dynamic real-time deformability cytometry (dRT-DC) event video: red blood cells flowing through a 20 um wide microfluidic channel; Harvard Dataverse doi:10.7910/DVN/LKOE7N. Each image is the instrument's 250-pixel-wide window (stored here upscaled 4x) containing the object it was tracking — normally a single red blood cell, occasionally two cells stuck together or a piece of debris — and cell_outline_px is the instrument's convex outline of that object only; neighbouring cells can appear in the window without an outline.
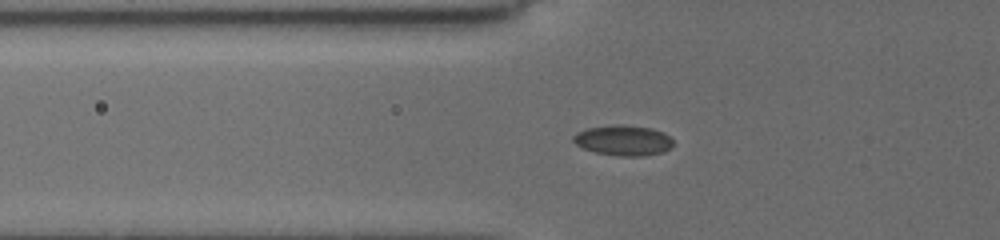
{"species": "common noctule bat (a hibernating species)", "species_latin": "Nyctalus noctula", "temperature_condition": "cold", "stored_images_in_passage": 21, "camera_frame_rate_fps": 3000, "um_per_image_px": 0.085, "animal": {"sex": "female", "body_mass_g": 19.5, "forearm_length_mm": 54.1}, "frame": {"image": 1, "passage_image": 3, "time_ms": 0.333, "image_size_px": [1000, 240], "cell_outline_px": [[672, 148], [664, 152], [644, 156], [616, 156], [596, 152], [584, 148], [576, 144], [572, 140], [572, 136], [576, 132], [588, 128], [652, 128], [664, 132], [672, 140]], "centroid_in_image_um": [53.01, 12.0], "position_along_channel_um": 72.8, "area_um2": 16.82}}
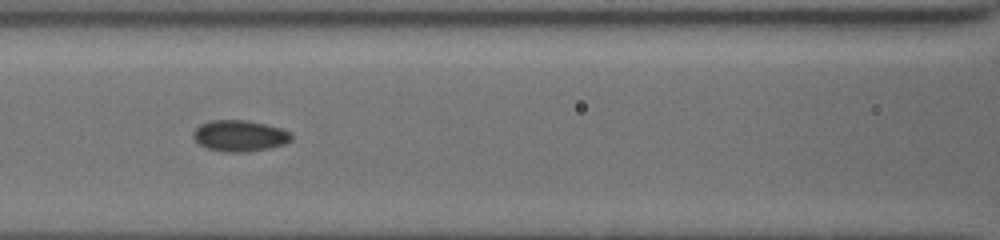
{"frame": {"image": 2, "passage_image": 13, "time_ms": 2.333, "image_size_px": [1000, 240], "cell_outline_px": [[292, 140], [284, 144], [268, 148], [248, 152], [224, 152], [208, 148], [200, 144], [192, 136], [192, 132], [200, 124], [208, 120], [248, 120], [280, 128], [292, 132]], "centroid_in_image_um": [20.37, 11.54], "position_along_channel_um": 146.2, "area_um2": 17.92}}
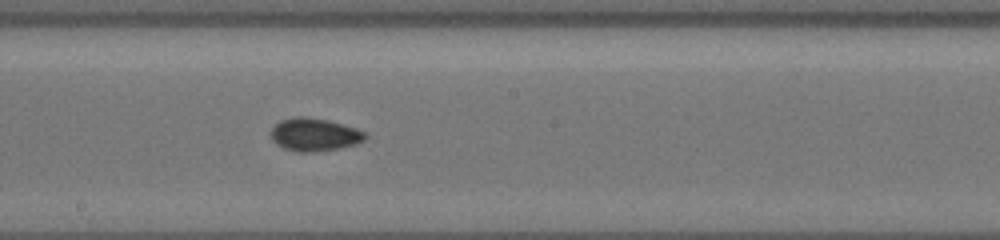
{"frame": {"image": 3, "passage_image": 20, "time_ms": 4.333, "image_size_px": [1000, 240], "cell_outline_px": [[368, 136], [364, 140], [356, 144], [340, 148], [312, 152], [296, 152], [284, 148], [276, 144], [272, 140], [272, 128], [280, 120], [296, 116], [300, 116], [328, 120], [356, 128], [364, 132]], "centroid_in_image_um": [26.73, 11.45], "position_along_channel_um": 221.5, "area_um2": 18.03}}